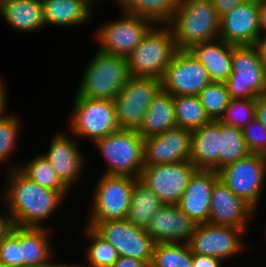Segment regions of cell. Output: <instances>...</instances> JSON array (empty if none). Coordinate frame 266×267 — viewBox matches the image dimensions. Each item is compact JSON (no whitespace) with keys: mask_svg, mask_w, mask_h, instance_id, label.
I'll return each mask as SVG.
<instances>
[{"mask_svg":"<svg viewBox=\"0 0 266 267\" xmlns=\"http://www.w3.org/2000/svg\"><path fill=\"white\" fill-rule=\"evenodd\" d=\"M11 169V170H10ZM4 192L0 196L15 226L43 227L70 191H55L42 187L10 167ZM61 202V203H60ZM41 222V223H40Z\"/></svg>","mask_w":266,"mask_h":267,"instance_id":"obj_1","label":"cell"},{"mask_svg":"<svg viewBox=\"0 0 266 267\" xmlns=\"http://www.w3.org/2000/svg\"><path fill=\"white\" fill-rule=\"evenodd\" d=\"M178 50L219 38L220 16L210 0H179L167 24Z\"/></svg>","mask_w":266,"mask_h":267,"instance_id":"obj_2","label":"cell"},{"mask_svg":"<svg viewBox=\"0 0 266 267\" xmlns=\"http://www.w3.org/2000/svg\"><path fill=\"white\" fill-rule=\"evenodd\" d=\"M95 52L75 94L89 99L113 101L130 77L127 60L98 49Z\"/></svg>","mask_w":266,"mask_h":267,"instance_id":"obj_3","label":"cell"},{"mask_svg":"<svg viewBox=\"0 0 266 267\" xmlns=\"http://www.w3.org/2000/svg\"><path fill=\"white\" fill-rule=\"evenodd\" d=\"M177 50L170 27L153 26L126 57L129 75L161 79Z\"/></svg>","mask_w":266,"mask_h":267,"instance_id":"obj_4","label":"cell"},{"mask_svg":"<svg viewBox=\"0 0 266 267\" xmlns=\"http://www.w3.org/2000/svg\"><path fill=\"white\" fill-rule=\"evenodd\" d=\"M107 161L103 174L139 178L144 167V139L134 130H118L93 142Z\"/></svg>","mask_w":266,"mask_h":267,"instance_id":"obj_5","label":"cell"},{"mask_svg":"<svg viewBox=\"0 0 266 267\" xmlns=\"http://www.w3.org/2000/svg\"><path fill=\"white\" fill-rule=\"evenodd\" d=\"M225 84L230 99H256L266 93V69L255 45L232 47V73Z\"/></svg>","mask_w":266,"mask_h":267,"instance_id":"obj_6","label":"cell"},{"mask_svg":"<svg viewBox=\"0 0 266 267\" xmlns=\"http://www.w3.org/2000/svg\"><path fill=\"white\" fill-rule=\"evenodd\" d=\"M73 113L70 119V132L75 137L97 139L120 130L117 122L114 101L89 99L75 95Z\"/></svg>","mask_w":266,"mask_h":267,"instance_id":"obj_7","label":"cell"},{"mask_svg":"<svg viewBox=\"0 0 266 267\" xmlns=\"http://www.w3.org/2000/svg\"><path fill=\"white\" fill-rule=\"evenodd\" d=\"M136 179L131 176L102 174L94 188L88 222L126 219Z\"/></svg>","mask_w":266,"mask_h":267,"instance_id":"obj_8","label":"cell"},{"mask_svg":"<svg viewBox=\"0 0 266 267\" xmlns=\"http://www.w3.org/2000/svg\"><path fill=\"white\" fill-rule=\"evenodd\" d=\"M161 89V79L130 76L113 100L120 130L137 131L150 102Z\"/></svg>","mask_w":266,"mask_h":267,"instance_id":"obj_9","label":"cell"},{"mask_svg":"<svg viewBox=\"0 0 266 267\" xmlns=\"http://www.w3.org/2000/svg\"><path fill=\"white\" fill-rule=\"evenodd\" d=\"M219 179L254 210L264 190L266 179V156L250 153L218 171Z\"/></svg>","mask_w":266,"mask_h":267,"instance_id":"obj_10","label":"cell"},{"mask_svg":"<svg viewBox=\"0 0 266 267\" xmlns=\"http://www.w3.org/2000/svg\"><path fill=\"white\" fill-rule=\"evenodd\" d=\"M122 16L103 24L96 31L100 52L126 58L155 25L151 20L137 15L122 12Z\"/></svg>","mask_w":266,"mask_h":267,"instance_id":"obj_11","label":"cell"},{"mask_svg":"<svg viewBox=\"0 0 266 267\" xmlns=\"http://www.w3.org/2000/svg\"><path fill=\"white\" fill-rule=\"evenodd\" d=\"M86 225L109 242L119 256L136 258L150 266L155 242L146 229L134 226L126 219L87 222Z\"/></svg>","mask_w":266,"mask_h":267,"instance_id":"obj_12","label":"cell"},{"mask_svg":"<svg viewBox=\"0 0 266 267\" xmlns=\"http://www.w3.org/2000/svg\"><path fill=\"white\" fill-rule=\"evenodd\" d=\"M210 82L207 69L189 50H177L161 78V87L172 96H198Z\"/></svg>","mask_w":266,"mask_h":267,"instance_id":"obj_13","label":"cell"},{"mask_svg":"<svg viewBox=\"0 0 266 267\" xmlns=\"http://www.w3.org/2000/svg\"><path fill=\"white\" fill-rule=\"evenodd\" d=\"M197 168L190 160L178 163L144 166L139 179L144 182L165 205H177L190 177Z\"/></svg>","mask_w":266,"mask_h":267,"instance_id":"obj_14","label":"cell"},{"mask_svg":"<svg viewBox=\"0 0 266 267\" xmlns=\"http://www.w3.org/2000/svg\"><path fill=\"white\" fill-rule=\"evenodd\" d=\"M244 232L246 231L236 227L211 223L197 224L187 244L191 253L208 255L223 261L234 257L246 247L242 239Z\"/></svg>","mask_w":266,"mask_h":267,"instance_id":"obj_15","label":"cell"},{"mask_svg":"<svg viewBox=\"0 0 266 267\" xmlns=\"http://www.w3.org/2000/svg\"><path fill=\"white\" fill-rule=\"evenodd\" d=\"M192 131L176 126L144 139L143 165L178 163L189 160Z\"/></svg>","mask_w":266,"mask_h":267,"instance_id":"obj_16","label":"cell"},{"mask_svg":"<svg viewBox=\"0 0 266 267\" xmlns=\"http://www.w3.org/2000/svg\"><path fill=\"white\" fill-rule=\"evenodd\" d=\"M259 4L247 0L220 17L219 38L234 46L255 45L260 36Z\"/></svg>","mask_w":266,"mask_h":267,"instance_id":"obj_17","label":"cell"},{"mask_svg":"<svg viewBox=\"0 0 266 267\" xmlns=\"http://www.w3.org/2000/svg\"><path fill=\"white\" fill-rule=\"evenodd\" d=\"M255 210L218 179L212 189L208 223L236 227L247 232Z\"/></svg>","mask_w":266,"mask_h":267,"instance_id":"obj_18","label":"cell"},{"mask_svg":"<svg viewBox=\"0 0 266 267\" xmlns=\"http://www.w3.org/2000/svg\"><path fill=\"white\" fill-rule=\"evenodd\" d=\"M70 138L63 132H56L51 139L48 151L41 153L69 189L77 182L85 168V156L79 150L78 141L76 143Z\"/></svg>","mask_w":266,"mask_h":267,"instance_id":"obj_19","label":"cell"},{"mask_svg":"<svg viewBox=\"0 0 266 267\" xmlns=\"http://www.w3.org/2000/svg\"><path fill=\"white\" fill-rule=\"evenodd\" d=\"M218 179V172L203 169H197L189 179L177 206L196 224L208 223L212 189Z\"/></svg>","mask_w":266,"mask_h":267,"instance_id":"obj_20","label":"cell"},{"mask_svg":"<svg viewBox=\"0 0 266 267\" xmlns=\"http://www.w3.org/2000/svg\"><path fill=\"white\" fill-rule=\"evenodd\" d=\"M197 224L177 205H164L146 228L155 243H187Z\"/></svg>","mask_w":266,"mask_h":267,"instance_id":"obj_21","label":"cell"},{"mask_svg":"<svg viewBox=\"0 0 266 267\" xmlns=\"http://www.w3.org/2000/svg\"><path fill=\"white\" fill-rule=\"evenodd\" d=\"M219 134V120L192 131L189 160L197 169L219 171Z\"/></svg>","mask_w":266,"mask_h":267,"instance_id":"obj_22","label":"cell"},{"mask_svg":"<svg viewBox=\"0 0 266 267\" xmlns=\"http://www.w3.org/2000/svg\"><path fill=\"white\" fill-rule=\"evenodd\" d=\"M218 38L201 42L188 49L207 69L212 82L225 83L232 73V47Z\"/></svg>","mask_w":266,"mask_h":267,"instance_id":"obj_23","label":"cell"},{"mask_svg":"<svg viewBox=\"0 0 266 267\" xmlns=\"http://www.w3.org/2000/svg\"><path fill=\"white\" fill-rule=\"evenodd\" d=\"M46 25L80 26L92 16V5L88 0H41Z\"/></svg>","mask_w":266,"mask_h":267,"instance_id":"obj_24","label":"cell"},{"mask_svg":"<svg viewBox=\"0 0 266 267\" xmlns=\"http://www.w3.org/2000/svg\"><path fill=\"white\" fill-rule=\"evenodd\" d=\"M176 126L174 96L161 89L150 102L137 132L145 139Z\"/></svg>","mask_w":266,"mask_h":267,"instance_id":"obj_25","label":"cell"},{"mask_svg":"<svg viewBox=\"0 0 266 267\" xmlns=\"http://www.w3.org/2000/svg\"><path fill=\"white\" fill-rule=\"evenodd\" d=\"M0 16L13 29L22 32L46 26L41 0H7L0 5Z\"/></svg>","mask_w":266,"mask_h":267,"instance_id":"obj_26","label":"cell"},{"mask_svg":"<svg viewBox=\"0 0 266 267\" xmlns=\"http://www.w3.org/2000/svg\"><path fill=\"white\" fill-rule=\"evenodd\" d=\"M49 228L21 227L22 267L44 266L52 260Z\"/></svg>","mask_w":266,"mask_h":267,"instance_id":"obj_27","label":"cell"},{"mask_svg":"<svg viewBox=\"0 0 266 267\" xmlns=\"http://www.w3.org/2000/svg\"><path fill=\"white\" fill-rule=\"evenodd\" d=\"M165 204L158 196L139 178L133 185L131 204L126 220L137 227L146 229L152 218Z\"/></svg>","mask_w":266,"mask_h":267,"instance_id":"obj_28","label":"cell"},{"mask_svg":"<svg viewBox=\"0 0 266 267\" xmlns=\"http://www.w3.org/2000/svg\"><path fill=\"white\" fill-rule=\"evenodd\" d=\"M121 12L151 20L155 25H167L176 12L179 0H117Z\"/></svg>","mask_w":266,"mask_h":267,"instance_id":"obj_29","label":"cell"},{"mask_svg":"<svg viewBox=\"0 0 266 267\" xmlns=\"http://www.w3.org/2000/svg\"><path fill=\"white\" fill-rule=\"evenodd\" d=\"M250 154L238 127L220 122L219 134V170Z\"/></svg>","mask_w":266,"mask_h":267,"instance_id":"obj_30","label":"cell"},{"mask_svg":"<svg viewBox=\"0 0 266 267\" xmlns=\"http://www.w3.org/2000/svg\"><path fill=\"white\" fill-rule=\"evenodd\" d=\"M24 176L42 187L55 191H71L57 176L48 160L42 155H35L24 165H14Z\"/></svg>","mask_w":266,"mask_h":267,"instance_id":"obj_31","label":"cell"},{"mask_svg":"<svg viewBox=\"0 0 266 267\" xmlns=\"http://www.w3.org/2000/svg\"><path fill=\"white\" fill-rule=\"evenodd\" d=\"M174 111L177 126L191 131L211 121L198 96H174Z\"/></svg>","mask_w":266,"mask_h":267,"instance_id":"obj_32","label":"cell"},{"mask_svg":"<svg viewBox=\"0 0 266 267\" xmlns=\"http://www.w3.org/2000/svg\"><path fill=\"white\" fill-rule=\"evenodd\" d=\"M149 267H193L187 243H155Z\"/></svg>","mask_w":266,"mask_h":267,"instance_id":"obj_33","label":"cell"},{"mask_svg":"<svg viewBox=\"0 0 266 267\" xmlns=\"http://www.w3.org/2000/svg\"><path fill=\"white\" fill-rule=\"evenodd\" d=\"M84 234L91 238L86 252L87 267H112L119 258L117 250L92 227L85 225Z\"/></svg>","mask_w":266,"mask_h":267,"instance_id":"obj_34","label":"cell"},{"mask_svg":"<svg viewBox=\"0 0 266 267\" xmlns=\"http://www.w3.org/2000/svg\"><path fill=\"white\" fill-rule=\"evenodd\" d=\"M200 102L210 120H220L229 103L228 89L223 82H210L198 94Z\"/></svg>","mask_w":266,"mask_h":267,"instance_id":"obj_35","label":"cell"},{"mask_svg":"<svg viewBox=\"0 0 266 267\" xmlns=\"http://www.w3.org/2000/svg\"><path fill=\"white\" fill-rule=\"evenodd\" d=\"M256 99H230L220 122L242 129L255 118Z\"/></svg>","mask_w":266,"mask_h":267,"instance_id":"obj_36","label":"cell"},{"mask_svg":"<svg viewBox=\"0 0 266 267\" xmlns=\"http://www.w3.org/2000/svg\"><path fill=\"white\" fill-rule=\"evenodd\" d=\"M21 122L15 115L0 118V162H4L10 156L17 144V137L21 130Z\"/></svg>","mask_w":266,"mask_h":267,"instance_id":"obj_37","label":"cell"},{"mask_svg":"<svg viewBox=\"0 0 266 267\" xmlns=\"http://www.w3.org/2000/svg\"><path fill=\"white\" fill-rule=\"evenodd\" d=\"M0 263L4 267H22L21 227L13 231L0 242Z\"/></svg>","mask_w":266,"mask_h":267,"instance_id":"obj_38","label":"cell"},{"mask_svg":"<svg viewBox=\"0 0 266 267\" xmlns=\"http://www.w3.org/2000/svg\"><path fill=\"white\" fill-rule=\"evenodd\" d=\"M241 130L250 153L266 156V129L261 122L255 117Z\"/></svg>","mask_w":266,"mask_h":267,"instance_id":"obj_39","label":"cell"},{"mask_svg":"<svg viewBox=\"0 0 266 267\" xmlns=\"http://www.w3.org/2000/svg\"><path fill=\"white\" fill-rule=\"evenodd\" d=\"M222 260L208 255H198L192 253L193 267H222Z\"/></svg>","mask_w":266,"mask_h":267,"instance_id":"obj_40","label":"cell"},{"mask_svg":"<svg viewBox=\"0 0 266 267\" xmlns=\"http://www.w3.org/2000/svg\"><path fill=\"white\" fill-rule=\"evenodd\" d=\"M214 8L221 17L225 13L232 11L237 5L244 3L247 0H210Z\"/></svg>","mask_w":266,"mask_h":267,"instance_id":"obj_41","label":"cell"},{"mask_svg":"<svg viewBox=\"0 0 266 267\" xmlns=\"http://www.w3.org/2000/svg\"><path fill=\"white\" fill-rule=\"evenodd\" d=\"M14 227L13 218L7 211L3 216L0 215V242L13 231Z\"/></svg>","mask_w":266,"mask_h":267,"instance_id":"obj_42","label":"cell"},{"mask_svg":"<svg viewBox=\"0 0 266 267\" xmlns=\"http://www.w3.org/2000/svg\"><path fill=\"white\" fill-rule=\"evenodd\" d=\"M255 117L261 122V124L266 129V93L260 94L256 98Z\"/></svg>","mask_w":266,"mask_h":267,"instance_id":"obj_43","label":"cell"},{"mask_svg":"<svg viewBox=\"0 0 266 267\" xmlns=\"http://www.w3.org/2000/svg\"><path fill=\"white\" fill-rule=\"evenodd\" d=\"M112 267H149V266L142 260L132 257L119 256V258L113 264Z\"/></svg>","mask_w":266,"mask_h":267,"instance_id":"obj_44","label":"cell"},{"mask_svg":"<svg viewBox=\"0 0 266 267\" xmlns=\"http://www.w3.org/2000/svg\"><path fill=\"white\" fill-rule=\"evenodd\" d=\"M255 46L259 52L260 60L266 69V34H262L257 39Z\"/></svg>","mask_w":266,"mask_h":267,"instance_id":"obj_45","label":"cell"},{"mask_svg":"<svg viewBox=\"0 0 266 267\" xmlns=\"http://www.w3.org/2000/svg\"><path fill=\"white\" fill-rule=\"evenodd\" d=\"M4 83L2 82V79H0V118H3L5 116H8L7 114H5L6 112V108H7V97H6V89H4ZM6 107V108H5ZM5 114V115H4Z\"/></svg>","mask_w":266,"mask_h":267,"instance_id":"obj_46","label":"cell"},{"mask_svg":"<svg viewBox=\"0 0 266 267\" xmlns=\"http://www.w3.org/2000/svg\"><path fill=\"white\" fill-rule=\"evenodd\" d=\"M260 35L266 34V3L259 4Z\"/></svg>","mask_w":266,"mask_h":267,"instance_id":"obj_47","label":"cell"},{"mask_svg":"<svg viewBox=\"0 0 266 267\" xmlns=\"http://www.w3.org/2000/svg\"><path fill=\"white\" fill-rule=\"evenodd\" d=\"M59 267H87V266H86V264H84V265L83 264L82 265H78V264H73V265L69 264V265H67V264H63L62 263V264H59Z\"/></svg>","mask_w":266,"mask_h":267,"instance_id":"obj_48","label":"cell"},{"mask_svg":"<svg viewBox=\"0 0 266 267\" xmlns=\"http://www.w3.org/2000/svg\"><path fill=\"white\" fill-rule=\"evenodd\" d=\"M36 267H59V264L58 263H53V262H50L49 264H46L44 266H36Z\"/></svg>","mask_w":266,"mask_h":267,"instance_id":"obj_49","label":"cell"},{"mask_svg":"<svg viewBox=\"0 0 266 267\" xmlns=\"http://www.w3.org/2000/svg\"><path fill=\"white\" fill-rule=\"evenodd\" d=\"M258 4L266 3V0H255Z\"/></svg>","mask_w":266,"mask_h":267,"instance_id":"obj_50","label":"cell"},{"mask_svg":"<svg viewBox=\"0 0 266 267\" xmlns=\"http://www.w3.org/2000/svg\"><path fill=\"white\" fill-rule=\"evenodd\" d=\"M91 4L94 3L95 1L98 2V0H88ZM113 1V0H112ZM115 1V0H114ZM117 3V0L115 1Z\"/></svg>","mask_w":266,"mask_h":267,"instance_id":"obj_51","label":"cell"},{"mask_svg":"<svg viewBox=\"0 0 266 267\" xmlns=\"http://www.w3.org/2000/svg\"><path fill=\"white\" fill-rule=\"evenodd\" d=\"M5 1H7V0H0V5H1L3 2H5Z\"/></svg>","mask_w":266,"mask_h":267,"instance_id":"obj_52","label":"cell"}]
</instances>
